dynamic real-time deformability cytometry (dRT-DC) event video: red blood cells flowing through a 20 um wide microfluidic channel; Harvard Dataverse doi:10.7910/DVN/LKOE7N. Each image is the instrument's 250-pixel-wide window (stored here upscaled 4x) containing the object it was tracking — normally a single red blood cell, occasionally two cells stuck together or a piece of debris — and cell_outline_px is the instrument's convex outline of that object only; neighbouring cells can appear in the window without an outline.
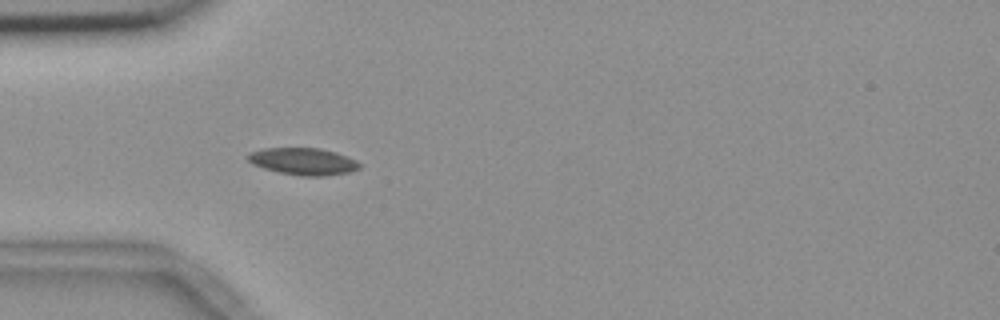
{"species": "common noctule bat (a hibernating species)", "species_latin": "Nyctalus noctula", "temperature_condition": "room temperature", "stored_images_in_passage": 16, "camera_frame_rate_fps": 3000, "um_per_image_px": 0.085, "animal": {"sex": "female", "body_mass_g": 18.4}, "frame": {"image": 1, "passage_image": 5, "time_ms": 1.333, "image_size_px": [1000, 320], "cell_outline_px": [[364, 164], [360, 168], [348, 172], [324, 176], [300, 176], [280, 172], [264, 168], [252, 164], [248, 160], [248, 152], [264, 148], [320, 148], [336, 152], [348, 156]], "centroid_in_image_um": [25.81, 13.71], "position_along_channel_um": 59.2, "area_um2": 17.69}}